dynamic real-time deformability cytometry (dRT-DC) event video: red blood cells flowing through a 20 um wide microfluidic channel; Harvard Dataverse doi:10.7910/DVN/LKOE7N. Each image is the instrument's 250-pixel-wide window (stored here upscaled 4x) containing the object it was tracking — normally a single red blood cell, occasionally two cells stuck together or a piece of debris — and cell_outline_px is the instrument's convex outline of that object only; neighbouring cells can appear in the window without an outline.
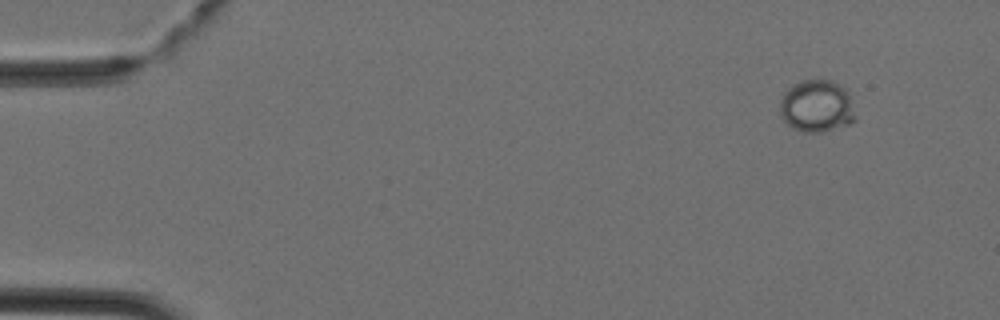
{"species": "Egyptian fruit bat (a non-hibernating species)", "species_latin": "Rousettus aegyptiacus", "temperature_condition": "cold", "stored_images_in_passage": 3, "camera_frame_rate_fps": 3000, "um_per_image_px": 0.085, "animal": {"sex": "female"}, "frame": {"image": 1, "passage_image": 1, "time_ms": 0.0, "image_size_px": [1000, 320], "cell_outline_px": [[856, 120], [848, 124], [820, 132], [800, 132], [792, 128], [784, 120], [780, 112], [780, 100], [784, 92], [792, 84], [800, 80], [832, 80], [848, 88], [856, 116]], "centroid_in_image_um": [69.44, 9.0], "position_along_channel_um": 15.6, "area_um2": 23.35}}